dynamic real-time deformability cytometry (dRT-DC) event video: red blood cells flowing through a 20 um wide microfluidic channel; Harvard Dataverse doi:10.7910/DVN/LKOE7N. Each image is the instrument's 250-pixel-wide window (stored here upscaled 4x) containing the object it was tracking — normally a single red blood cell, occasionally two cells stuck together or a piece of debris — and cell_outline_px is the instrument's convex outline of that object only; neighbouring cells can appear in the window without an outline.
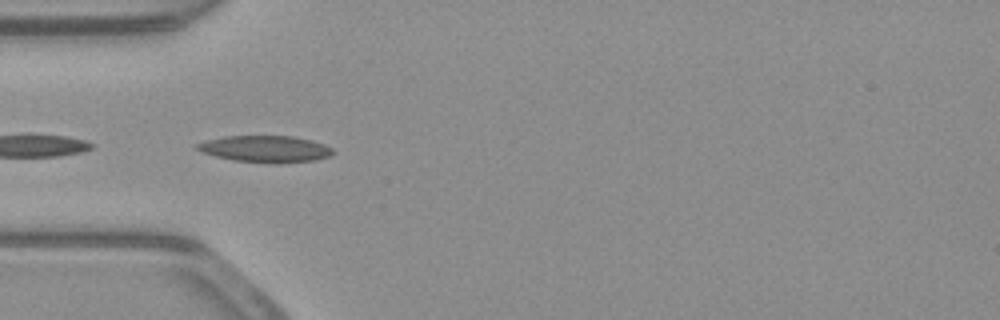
{"species": "common noctule bat (a hibernating species)", "species_latin": "Nyctalus noctula", "temperature_condition": "warm", "stored_images_in_passage": 20, "camera_frame_rate_fps": 3000, "um_per_image_px": 0.085, "animal": {"sex": "male", "body_mass_g": 23.1, "forearm_length_mm": 52.7}, "frame": {"image": 1, "passage_image": 9, "time_ms": 2.667, "image_size_px": [1000, 320], "cell_outline_px": [[332, 152], [328, 156], [316, 160], [276, 164], [272, 164], [232, 160], [216, 156], [204, 152], [196, 148], [196, 144], [208, 140], [224, 136], [292, 136], [312, 140], [324, 144], [332, 148]], "centroid_in_image_um": [22.57, 12.67], "position_along_channel_um": 62.4, "area_um2": 21.04}}